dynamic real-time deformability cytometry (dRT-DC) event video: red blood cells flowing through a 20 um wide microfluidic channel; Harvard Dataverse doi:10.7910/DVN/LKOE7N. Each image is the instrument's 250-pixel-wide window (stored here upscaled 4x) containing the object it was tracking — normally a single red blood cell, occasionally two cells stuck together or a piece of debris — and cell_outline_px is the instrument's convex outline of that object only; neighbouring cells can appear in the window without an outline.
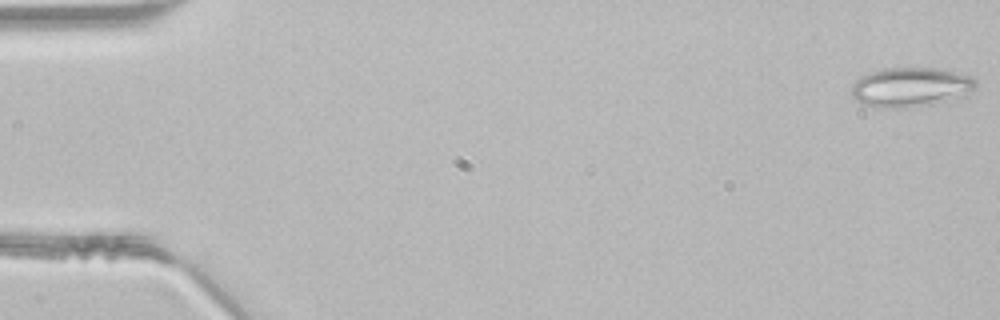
{"species": "common noctule bat (a hibernating species)", "species_latin": "Nyctalus noctula", "temperature_condition": "room temperature", "stored_images_in_passage": 48, "camera_frame_rate_fps": 3000, "um_per_image_px": 0.085, "animal": {"sex": "male", "body_mass_g": 21.5, "forearm_length_mm": 52.0}, "frame": {"image": 1, "passage_image": 1, "time_ms": 0.0, "image_size_px": [1000, 320], "cell_outline_px": [[976, 88], [964, 96], [932, 104], [904, 108], [880, 108], [860, 104], [852, 100], [848, 92], [852, 84], [860, 76], [884, 68], [948, 68], [972, 76], [976, 80]], "centroid_in_image_um": [77.37, 7.41], "position_along_channel_um": 7.6, "area_um2": 29.42}}
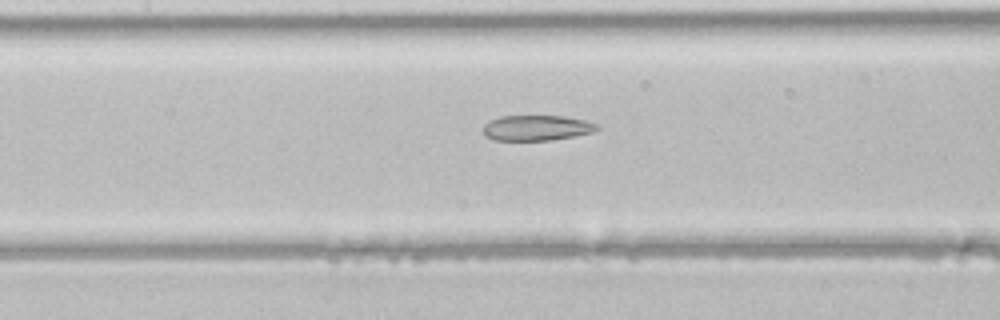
{"frame": {"image": 2, "passage_image": 22, "time_ms": 7.0, "image_size_px": [1000, 320], "cell_outline_px": [[600, 128], [592, 132], [552, 140], [492, 140], [484, 132], [484, 124], [500, 116], [564, 116], [584, 120], [596, 124]], "centroid_in_image_um": [45.62, 10.86], "position_along_channel_um": 161.8, "area_um2": 16.59}}
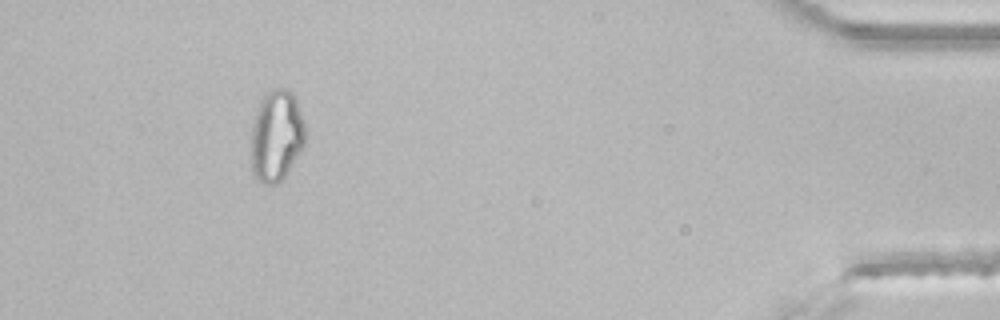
{"frame": {"image": 3, "passage_image": 44, "time_ms": 14.333, "image_size_px": [1000, 320], "cell_outline_px": [[304, 144], [284, 176], [276, 184], [260, 184], [256, 180], [252, 172], [252, 124], [260, 100], [272, 88], [284, 88], [292, 92], [296, 100], [304, 124]], "centroid_in_image_um": [23.47, 11.54], "position_along_channel_um": 411.7, "area_um2": 28.44}}